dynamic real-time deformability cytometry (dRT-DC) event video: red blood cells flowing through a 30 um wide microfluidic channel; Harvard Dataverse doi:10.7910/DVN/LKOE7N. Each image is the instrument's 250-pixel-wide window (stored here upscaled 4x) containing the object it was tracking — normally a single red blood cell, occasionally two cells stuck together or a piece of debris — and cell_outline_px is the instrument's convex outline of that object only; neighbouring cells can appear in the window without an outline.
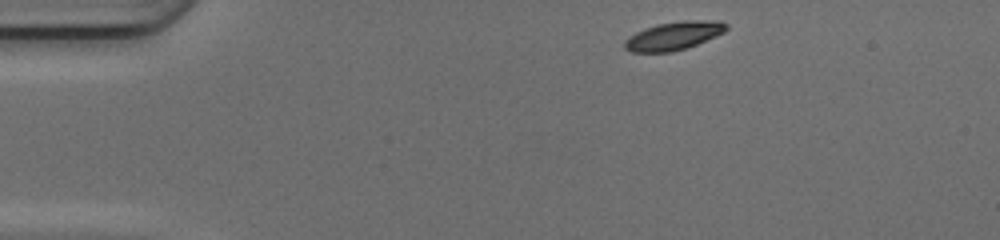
{"species": "common noctule bat (a hibernating species)", "species_latin": "Nyctalus noctula", "temperature_condition": "cold", "stored_images_in_passage": 42, "camera_frame_rate_fps": 3000, "um_per_image_px": 0.085, "animal": {"sex": "female", "body_mass_g": 17.0, "forearm_length_mm": 48.0}, "frame": {"image": 1, "passage_image": 1, "time_ms": 0.0, "image_size_px": [1000, 240], "cell_outline_px": [[728, 28], [724, 32], [716, 36], [688, 48], [672, 52], [632, 52], [624, 48], [624, 40], [636, 32], [644, 28], [660, 24], [680, 20], [720, 20], [728, 24]], "centroid_in_image_um": [57.3, 3.04], "position_along_channel_um": 27.7, "area_um2": 16.94}}
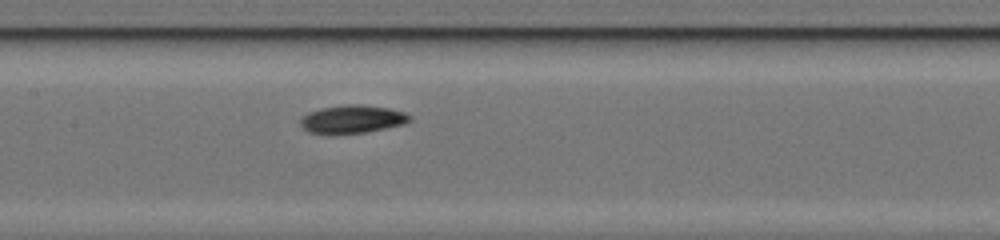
{"frame": {"image": 2, "passage_image": 17, "time_ms": 5.333, "image_size_px": [1000, 240], "cell_outline_px": [[412, 120], [404, 124], [364, 132], [328, 136], [308, 132], [300, 124], [300, 120], [308, 112], [320, 108], [344, 104], [360, 104], [388, 108], [404, 112], [412, 116]], "centroid_in_image_um": [29.91, 10.15], "position_along_channel_um": 177.5, "area_um2": 18.26}}
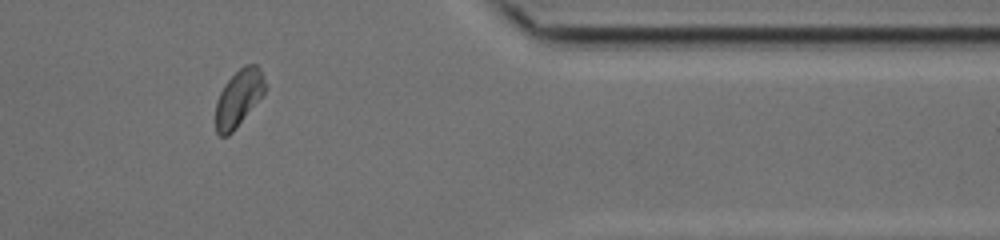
{"frame": {"image": 3, "passage_image": 34, "time_ms": 11.0, "image_size_px": [1000, 240], "cell_outline_px": [[264, 92], [236, 128], [228, 136], [220, 136], [216, 132], [216, 100], [224, 84], [244, 64], [256, 64], [260, 68], [264, 80]], "centroid_in_image_um": [20.25, 8.33], "position_along_channel_um": 391.1, "area_um2": 16.01}, "authors_computed_cell_mechanics": {"area_um2": 16.762, "velocity_mm_per_s": 4.1516, "shape_relaxation_time_tau1_ms": 3.2239, "shape_relaxation_time_tau2_ms": 4.0556, "deformation_change_tau1": 0.1149, "deformation_change_tau2": 0.047}}